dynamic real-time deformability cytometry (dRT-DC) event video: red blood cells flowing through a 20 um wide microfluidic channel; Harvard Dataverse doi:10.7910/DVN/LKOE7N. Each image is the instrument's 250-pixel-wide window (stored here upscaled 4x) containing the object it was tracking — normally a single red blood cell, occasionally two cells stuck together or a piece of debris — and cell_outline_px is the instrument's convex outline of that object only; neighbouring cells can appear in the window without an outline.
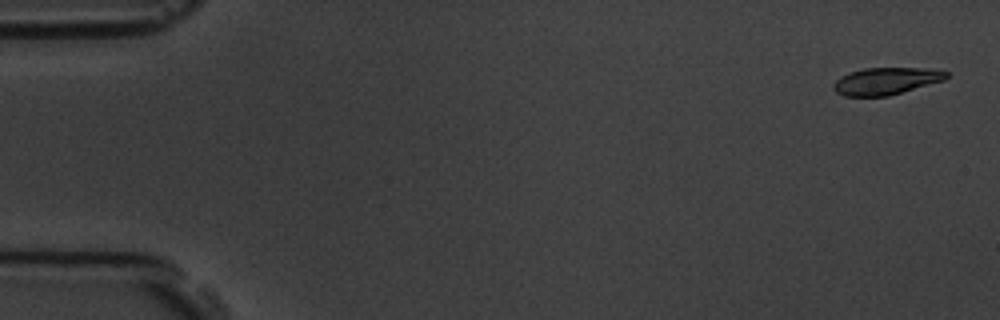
{"species": "common noctule bat (a hibernating species)", "species_latin": "Nyctalus noctula", "temperature_condition": "room temperature", "stored_images_in_passage": 5, "camera_frame_rate_fps": 3000, "um_per_image_px": 0.085, "animal": {"sex": "male", "body_mass_g": 19.5, "forearm_length_mm": 54.6}, "frame": {"image": 1, "passage_image": 1, "time_ms": 0.0, "image_size_px": [1000, 320], "cell_outline_px": [[948, 76], [944, 80], [888, 96], [844, 96], [836, 92], [832, 88], [832, 84], [840, 76], [848, 72], [864, 68], [924, 68], [948, 72]], "centroid_in_image_um": [75.25, 6.89], "position_along_channel_um": 9.7, "area_um2": 17.8}}
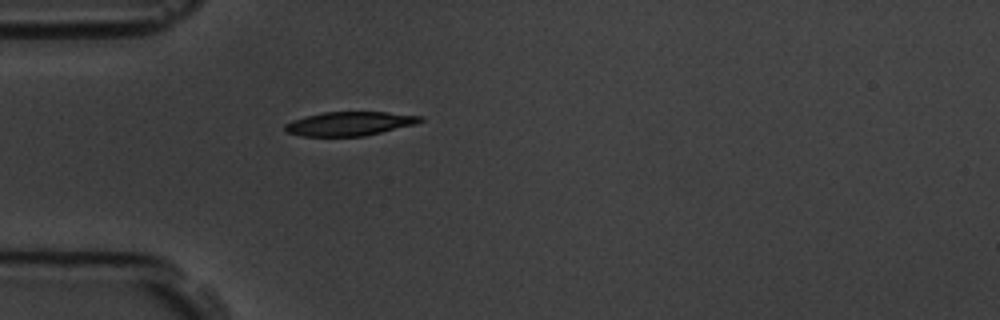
{"frame": {"image": 2, "passage_image": 5, "time_ms": 4.667, "image_size_px": [1000, 320], "cell_outline_px": [[424, 120], [416, 124], [364, 136], [304, 136], [284, 132], [284, 124], [292, 120], [304, 116], [324, 112], [388, 112], [424, 116]], "centroid_in_image_um": [29.71, 10.5], "position_along_channel_um": 55.3, "area_um2": 19.02}}